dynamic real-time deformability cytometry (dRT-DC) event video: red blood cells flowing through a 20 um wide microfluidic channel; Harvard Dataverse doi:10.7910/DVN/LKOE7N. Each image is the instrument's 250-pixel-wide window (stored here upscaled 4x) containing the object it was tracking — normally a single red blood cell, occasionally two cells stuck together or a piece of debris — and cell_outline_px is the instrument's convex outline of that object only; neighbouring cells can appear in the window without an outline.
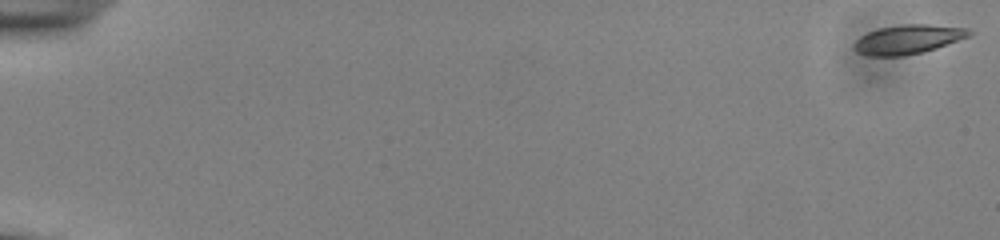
{"species": "common noctule bat (a hibernating species)", "species_latin": "Nyctalus noctula", "temperature_condition": "cold", "stored_images_in_passage": 55, "camera_frame_rate_fps": 3000, "um_per_image_px": 0.085, "animal": {"sex": "male", "body_mass_g": 13.0, "forearm_length_mm": 53.1}, "frame": {"image": 1, "passage_image": 1, "time_ms": 0.0, "image_size_px": [1000, 240], "cell_outline_px": [[976, 32], [972, 36], [936, 48], [904, 56], [868, 56], [856, 52], [852, 48], [852, 44], [860, 36], [868, 32], [880, 28], [904, 24], [928, 24], [968, 28]], "centroid_in_image_um": [77.2, 3.34], "position_along_channel_um": 7.8, "area_um2": 19.83}}
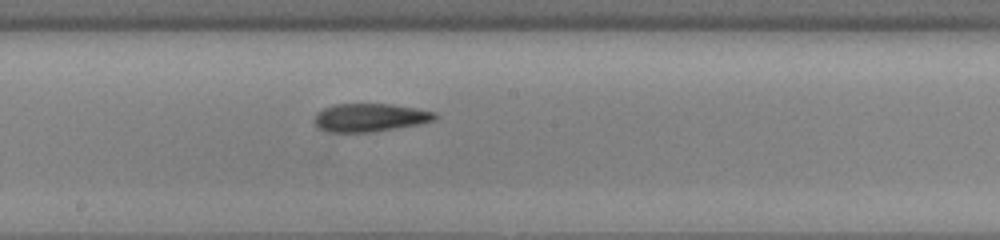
{"frame": {"image": 2, "passage_image": 32, "time_ms": 10.333, "image_size_px": [1000, 240], "cell_outline_px": [[436, 120], [420, 124], [368, 132], [328, 132], [316, 128], [312, 120], [316, 112], [324, 108], [336, 104], [392, 104], [416, 108], [436, 112]], "centroid_in_image_um": [31.39, 9.99], "position_along_channel_um": 216.8, "area_um2": 19.94}}
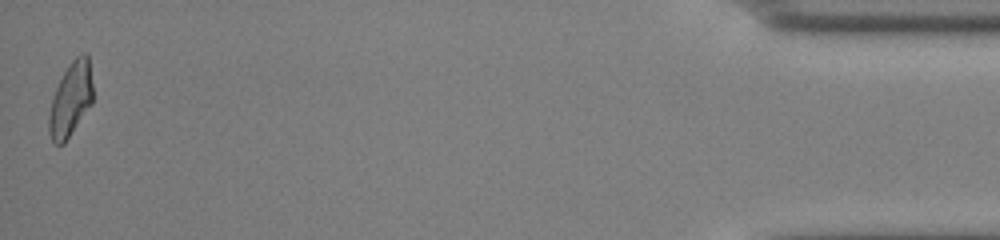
{"frame": {"image": 3, "passage_image": 55, "time_ms": 18.0, "image_size_px": [1000, 240], "cell_outline_px": [[92, 104], [64, 144], [56, 144], [52, 140], [48, 132], [48, 116], [52, 100], [56, 88], [64, 72], [72, 60], [80, 52], [88, 52], [92, 84]], "centroid_in_image_um": [6.02, 8.43], "position_along_channel_um": 429.2, "area_um2": 18.96}, "authors_computed_cell_mechanics": {"area_um2": 19.4208, "velocity_mm_per_s": 3.8525, "shape_relaxation_time_tau1_ms": 4.2508, "shape_relaxation_time_tau2_ms": 3.639, "deformation_change_tau1": 0.1477, "deformation_change_tau2": 0.1128}}